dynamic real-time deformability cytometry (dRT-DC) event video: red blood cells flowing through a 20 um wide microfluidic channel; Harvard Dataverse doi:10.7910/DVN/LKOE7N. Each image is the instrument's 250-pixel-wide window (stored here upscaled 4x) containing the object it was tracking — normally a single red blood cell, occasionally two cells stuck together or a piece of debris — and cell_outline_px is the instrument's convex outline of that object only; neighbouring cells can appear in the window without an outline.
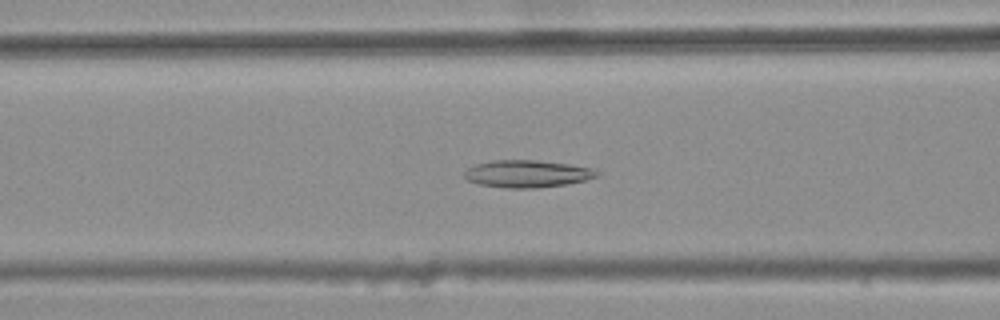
{"species": "common noctule bat (a hibernating species)", "species_latin": "Nyctalus noctula", "temperature_condition": "warm", "stored_images_in_passage": 41, "camera_frame_rate_fps": 3000, "um_per_image_px": 0.085, "animal": {"sex": "female", "body_mass_g": 25.1}, "frame": {"image": 1, "passage_image": 17, "time_ms": 5.333, "image_size_px": [1000, 320], "cell_outline_px": [[600, 176], [568, 184], [536, 188], [508, 188], [480, 184], [468, 180], [464, 176], [464, 172], [468, 168], [476, 164], [492, 160], [536, 160], [568, 164], [592, 168], [600, 172]], "centroid_in_image_um": [44.84, 14.77], "position_along_channel_um": 121.8, "area_um2": 21.04}}
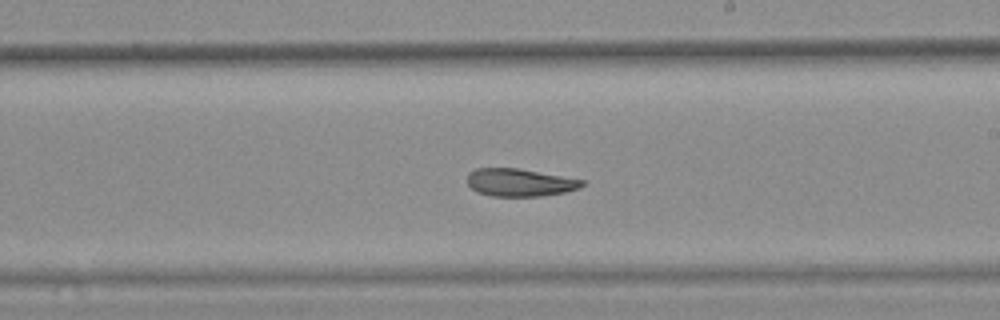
{"frame": {"image": 2, "passage_image": 27, "time_ms": 8.667, "image_size_px": [1000, 320], "cell_outline_px": [[584, 184], [580, 188], [564, 192], [540, 196], [492, 196], [480, 192], [472, 188], [468, 184], [468, 172], [476, 168], [520, 168], [584, 180]], "centroid_in_image_um": [44.19, 15.5], "position_along_channel_um": 244.8, "area_um2": 18.44}}
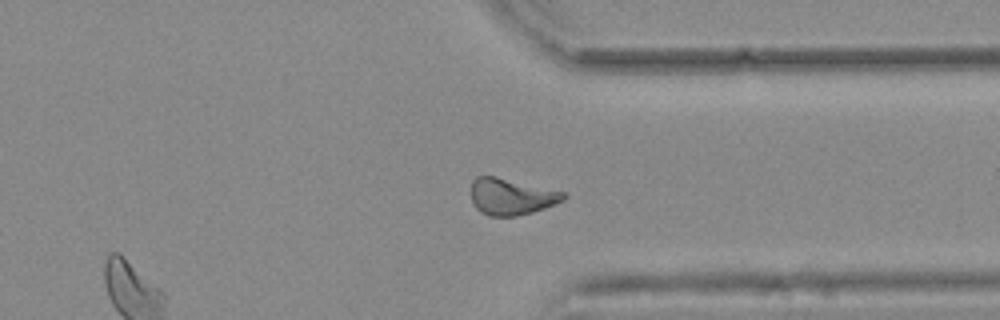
{"frame": {"image": 3, "passage_image": 37, "time_ms": 12.0, "image_size_px": [1000, 320], "cell_outline_px": [[568, 196], [564, 200], [544, 208], [532, 212], [516, 216], [488, 216], [480, 212], [472, 204], [472, 180], [476, 176], [496, 176], [568, 192]], "centroid_in_image_um": [43.48, 16.7], "position_along_channel_um": 367.9, "area_um2": 19.94}, "authors_computed_cell_mechanics": {"area_um2": 19.941, "velocity_mm_per_s": 3.7032, "shape_relaxation_time_tau1_ms": null, "shape_relaxation_time_tau2_ms": 3.6855, "deformation_change_tau1": null, "deformation_change_tau2": 0.1134}}